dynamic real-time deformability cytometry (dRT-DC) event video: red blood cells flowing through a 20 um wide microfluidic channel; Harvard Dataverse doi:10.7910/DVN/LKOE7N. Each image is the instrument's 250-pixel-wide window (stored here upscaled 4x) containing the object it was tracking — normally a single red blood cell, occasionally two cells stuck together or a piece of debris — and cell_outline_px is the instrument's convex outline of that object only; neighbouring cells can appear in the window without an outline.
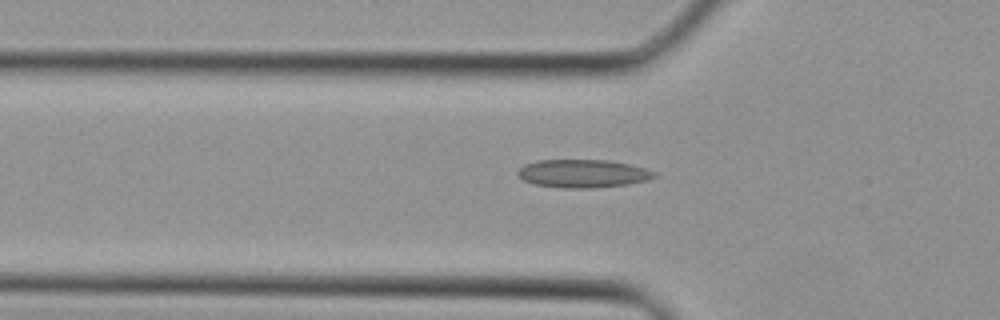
{"species": "Egyptian fruit bat (a non-hibernating species)", "species_latin": "Rousettus aegyptiacus", "temperature_condition": "cold", "stored_images_in_passage": 35, "camera_frame_rate_fps": 3000, "um_per_image_px": 0.085, "animal": {"sex": "female"}, "frame": {"image": 1, "passage_image": 11, "time_ms": 3.333, "image_size_px": [1000, 320], "cell_outline_px": [[656, 176], [648, 180], [628, 184], [592, 188], [560, 188], [532, 184], [516, 176], [516, 172], [524, 164], [536, 160], [608, 160], [628, 164], [644, 168], [656, 172]], "centroid_in_image_um": [49.49, 14.75], "position_along_channel_um": 76.3, "area_um2": 22.54}}
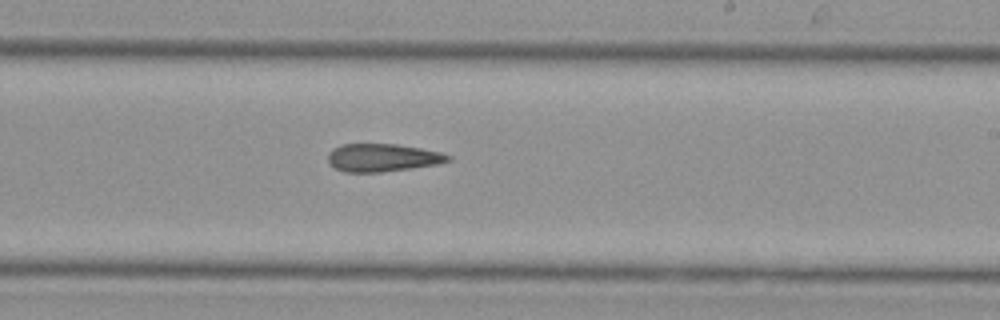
{"frame": {"image": 2, "passage_image": 21, "time_ms": 6.667, "image_size_px": [1000, 320], "cell_outline_px": [[452, 160], [436, 164], [412, 168], [380, 172], [344, 172], [336, 168], [328, 160], [328, 152], [332, 148], [340, 144], [396, 144], [420, 148], [440, 152], [452, 156]], "centroid_in_image_um": [32.51, 13.39], "position_along_channel_um": 256.5, "area_um2": 19.48}}
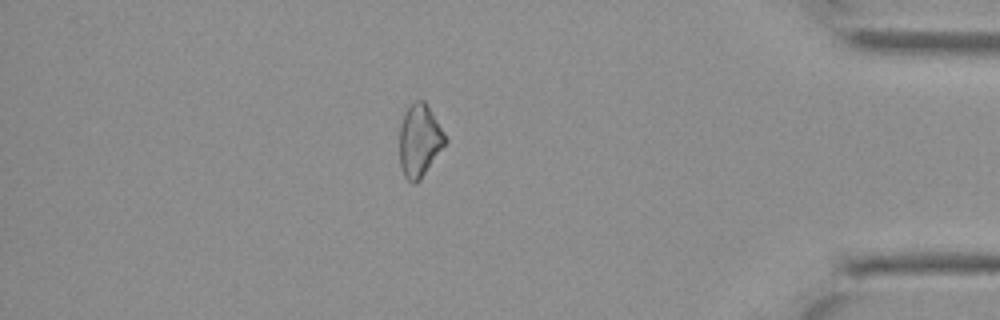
{"frame": {"image": 3, "passage_image": 31, "time_ms": 10.0, "image_size_px": [1000, 320], "cell_outline_px": [[448, 140], [420, 180], [416, 184], [412, 184], [404, 176], [400, 164], [400, 124], [404, 112], [416, 100], [424, 100], [444, 132]], "centroid_in_image_um": [35.65, 11.97], "position_along_channel_um": 399.5, "area_um2": 19.19}}